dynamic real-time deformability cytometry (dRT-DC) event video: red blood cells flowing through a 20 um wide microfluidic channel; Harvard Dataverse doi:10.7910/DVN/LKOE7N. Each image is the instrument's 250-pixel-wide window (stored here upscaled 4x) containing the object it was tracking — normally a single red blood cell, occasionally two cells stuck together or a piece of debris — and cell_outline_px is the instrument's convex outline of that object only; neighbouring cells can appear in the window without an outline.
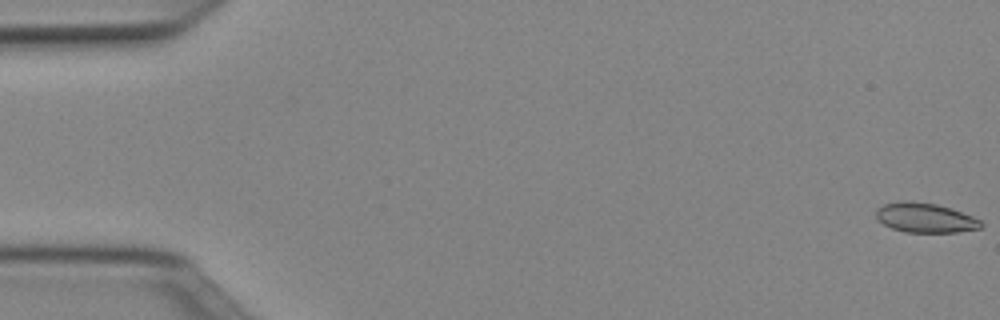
{"species": "Egyptian fruit bat (a non-hibernating species)", "species_latin": "Rousettus aegyptiacus", "temperature_condition": "cold", "stored_images_in_passage": 51, "camera_frame_rate_fps": 3000, "um_per_image_px": 0.085, "animal": {"sex": "female"}, "frame": {"image": 1, "passage_image": 1, "time_ms": 0.0, "image_size_px": [1000, 320], "cell_outline_px": [[984, 224], [980, 228], [956, 232], [904, 232], [892, 228], [876, 220], [876, 208], [884, 204], [904, 200], [936, 204], [972, 216], [980, 220]], "centroid_in_image_um": [78.6, 18.51], "position_along_channel_um": 6.4, "area_um2": 17.98}}
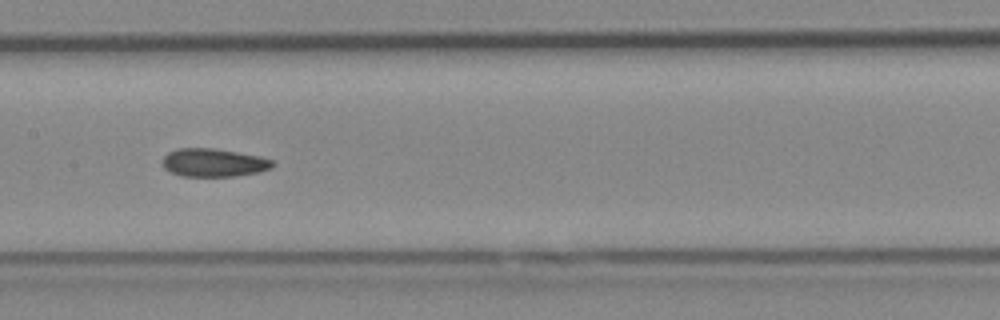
{"frame": {"image": 2, "passage_image": 26, "time_ms": 8.333, "image_size_px": [1000, 320], "cell_outline_px": [[276, 164], [272, 168], [260, 172], [236, 176], [180, 176], [164, 168], [160, 164], [160, 160], [168, 152], [180, 148], [212, 148], [260, 156], [272, 160]], "centroid_in_image_um": [18.15, 13.83], "position_along_channel_um": 189.3, "area_um2": 18.26}}
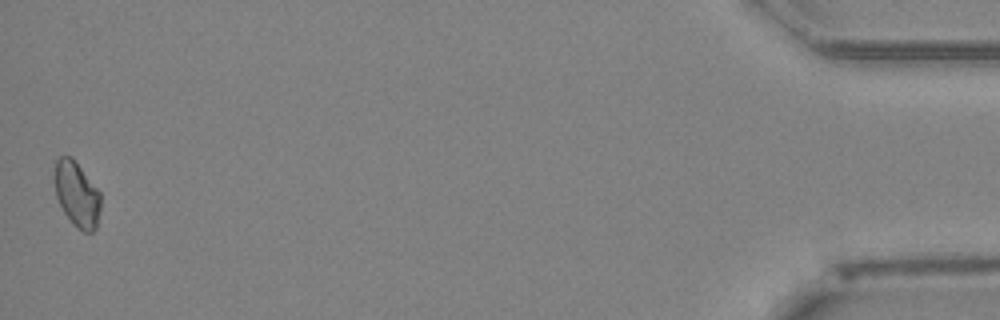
{"frame": {"image": 3, "passage_image": 51, "time_ms": 16.667, "image_size_px": [1000, 320], "cell_outline_px": [[100, 212], [96, 228], [92, 232], [84, 232], [72, 224], [64, 212], [56, 196], [52, 176], [56, 160], [60, 156], [72, 156], [100, 192]], "centroid_in_image_um": [6.51, 16.49], "position_along_channel_um": 428.7, "area_um2": 17.8}}